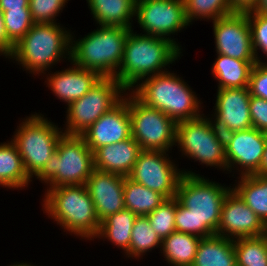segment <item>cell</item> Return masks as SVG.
<instances>
[{
  "label": "cell",
  "instance_id": "cell-31",
  "mask_svg": "<svg viewBox=\"0 0 267 266\" xmlns=\"http://www.w3.org/2000/svg\"><path fill=\"white\" fill-rule=\"evenodd\" d=\"M237 266H267V234L234 239Z\"/></svg>",
  "mask_w": 267,
  "mask_h": 266
},
{
  "label": "cell",
  "instance_id": "cell-35",
  "mask_svg": "<svg viewBox=\"0 0 267 266\" xmlns=\"http://www.w3.org/2000/svg\"><path fill=\"white\" fill-rule=\"evenodd\" d=\"M248 23L251 30L252 47L257 63H266L262 61L263 57L267 59V15L258 12H247ZM261 50V54L260 53ZM261 57V58H260ZM261 59V60H260Z\"/></svg>",
  "mask_w": 267,
  "mask_h": 266
},
{
  "label": "cell",
  "instance_id": "cell-24",
  "mask_svg": "<svg viewBox=\"0 0 267 266\" xmlns=\"http://www.w3.org/2000/svg\"><path fill=\"white\" fill-rule=\"evenodd\" d=\"M192 266H237L234 240L217 234L202 238Z\"/></svg>",
  "mask_w": 267,
  "mask_h": 266
},
{
  "label": "cell",
  "instance_id": "cell-20",
  "mask_svg": "<svg viewBox=\"0 0 267 266\" xmlns=\"http://www.w3.org/2000/svg\"><path fill=\"white\" fill-rule=\"evenodd\" d=\"M72 66L56 72H48L45 84L47 85L56 98L66 103L68 106L71 102L83 97L101 78L96 72L78 67L71 63Z\"/></svg>",
  "mask_w": 267,
  "mask_h": 266
},
{
  "label": "cell",
  "instance_id": "cell-37",
  "mask_svg": "<svg viewBox=\"0 0 267 266\" xmlns=\"http://www.w3.org/2000/svg\"><path fill=\"white\" fill-rule=\"evenodd\" d=\"M248 89L251 96L267 100V63H255L250 72Z\"/></svg>",
  "mask_w": 267,
  "mask_h": 266
},
{
  "label": "cell",
  "instance_id": "cell-19",
  "mask_svg": "<svg viewBox=\"0 0 267 266\" xmlns=\"http://www.w3.org/2000/svg\"><path fill=\"white\" fill-rule=\"evenodd\" d=\"M124 177L116 173L94 169L87 179L85 186L94 203L100 222L125 209Z\"/></svg>",
  "mask_w": 267,
  "mask_h": 266
},
{
  "label": "cell",
  "instance_id": "cell-18",
  "mask_svg": "<svg viewBox=\"0 0 267 266\" xmlns=\"http://www.w3.org/2000/svg\"><path fill=\"white\" fill-rule=\"evenodd\" d=\"M81 136L94 152L97 148L118 143L131 137L128 91L110 111L104 113Z\"/></svg>",
  "mask_w": 267,
  "mask_h": 266
},
{
  "label": "cell",
  "instance_id": "cell-21",
  "mask_svg": "<svg viewBox=\"0 0 267 266\" xmlns=\"http://www.w3.org/2000/svg\"><path fill=\"white\" fill-rule=\"evenodd\" d=\"M141 151L133 137L101 146L93 152L94 169L127 177Z\"/></svg>",
  "mask_w": 267,
  "mask_h": 266
},
{
  "label": "cell",
  "instance_id": "cell-30",
  "mask_svg": "<svg viewBox=\"0 0 267 266\" xmlns=\"http://www.w3.org/2000/svg\"><path fill=\"white\" fill-rule=\"evenodd\" d=\"M161 245L162 240L152 229L147 216H137L132 227L130 248L124 255L136 260L143 259L147 252L158 247L161 249Z\"/></svg>",
  "mask_w": 267,
  "mask_h": 266
},
{
  "label": "cell",
  "instance_id": "cell-10",
  "mask_svg": "<svg viewBox=\"0 0 267 266\" xmlns=\"http://www.w3.org/2000/svg\"><path fill=\"white\" fill-rule=\"evenodd\" d=\"M126 92L114 77H101L83 97L67 106L64 134L84 133L104 113L116 106Z\"/></svg>",
  "mask_w": 267,
  "mask_h": 266
},
{
  "label": "cell",
  "instance_id": "cell-16",
  "mask_svg": "<svg viewBox=\"0 0 267 266\" xmlns=\"http://www.w3.org/2000/svg\"><path fill=\"white\" fill-rule=\"evenodd\" d=\"M248 87L218 89L211 119L214 126L224 135L234 131L252 128L249 108Z\"/></svg>",
  "mask_w": 267,
  "mask_h": 266
},
{
  "label": "cell",
  "instance_id": "cell-11",
  "mask_svg": "<svg viewBox=\"0 0 267 266\" xmlns=\"http://www.w3.org/2000/svg\"><path fill=\"white\" fill-rule=\"evenodd\" d=\"M131 137L141 150L170 152L176 145L177 122L162 111L147 107L128 91ZM170 150V151H169Z\"/></svg>",
  "mask_w": 267,
  "mask_h": 266
},
{
  "label": "cell",
  "instance_id": "cell-8",
  "mask_svg": "<svg viewBox=\"0 0 267 266\" xmlns=\"http://www.w3.org/2000/svg\"><path fill=\"white\" fill-rule=\"evenodd\" d=\"M18 125L10 139L19 151L28 176L33 179L55 152L64 132L58 124L36 112L23 118Z\"/></svg>",
  "mask_w": 267,
  "mask_h": 266
},
{
  "label": "cell",
  "instance_id": "cell-42",
  "mask_svg": "<svg viewBox=\"0 0 267 266\" xmlns=\"http://www.w3.org/2000/svg\"><path fill=\"white\" fill-rule=\"evenodd\" d=\"M255 175H267V143L264 148L262 161L259 169L254 173Z\"/></svg>",
  "mask_w": 267,
  "mask_h": 266
},
{
  "label": "cell",
  "instance_id": "cell-5",
  "mask_svg": "<svg viewBox=\"0 0 267 266\" xmlns=\"http://www.w3.org/2000/svg\"><path fill=\"white\" fill-rule=\"evenodd\" d=\"M130 92L147 107L162 111L177 123L204 114L203 102L192 87L171 71L142 79Z\"/></svg>",
  "mask_w": 267,
  "mask_h": 266
},
{
  "label": "cell",
  "instance_id": "cell-44",
  "mask_svg": "<svg viewBox=\"0 0 267 266\" xmlns=\"http://www.w3.org/2000/svg\"><path fill=\"white\" fill-rule=\"evenodd\" d=\"M9 266H35L34 264L32 265L31 263L30 264H28V263H24V262H15L14 264H11V265H9Z\"/></svg>",
  "mask_w": 267,
  "mask_h": 266
},
{
  "label": "cell",
  "instance_id": "cell-4",
  "mask_svg": "<svg viewBox=\"0 0 267 266\" xmlns=\"http://www.w3.org/2000/svg\"><path fill=\"white\" fill-rule=\"evenodd\" d=\"M43 213L54 220L66 234L94 240L100 220L85 185L47 188L42 198Z\"/></svg>",
  "mask_w": 267,
  "mask_h": 266
},
{
  "label": "cell",
  "instance_id": "cell-14",
  "mask_svg": "<svg viewBox=\"0 0 267 266\" xmlns=\"http://www.w3.org/2000/svg\"><path fill=\"white\" fill-rule=\"evenodd\" d=\"M224 141L228 173L238 170L239 176L253 175L259 169L267 133L252 127L224 134Z\"/></svg>",
  "mask_w": 267,
  "mask_h": 266
},
{
  "label": "cell",
  "instance_id": "cell-7",
  "mask_svg": "<svg viewBox=\"0 0 267 266\" xmlns=\"http://www.w3.org/2000/svg\"><path fill=\"white\" fill-rule=\"evenodd\" d=\"M94 170L93 152L81 135L63 134L55 152L35 176L47 188L85 185Z\"/></svg>",
  "mask_w": 267,
  "mask_h": 266
},
{
  "label": "cell",
  "instance_id": "cell-43",
  "mask_svg": "<svg viewBox=\"0 0 267 266\" xmlns=\"http://www.w3.org/2000/svg\"><path fill=\"white\" fill-rule=\"evenodd\" d=\"M253 12H258L267 15V0H259Z\"/></svg>",
  "mask_w": 267,
  "mask_h": 266
},
{
  "label": "cell",
  "instance_id": "cell-1",
  "mask_svg": "<svg viewBox=\"0 0 267 266\" xmlns=\"http://www.w3.org/2000/svg\"><path fill=\"white\" fill-rule=\"evenodd\" d=\"M182 172L176 193V231L200 238L217 234L222 204L232 187L190 169Z\"/></svg>",
  "mask_w": 267,
  "mask_h": 266
},
{
  "label": "cell",
  "instance_id": "cell-32",
  "mask_svg": "<svg viewBox=\"0 0 267 266\" xmlns=\"http://www.w3.org/2000/svg\"><path fill=\"white\" fill-rule=\"evenodd\" d=\"M190 24L197 20L214 21L232 12L229 0H183ZM207 19V20H206Z\"/></svg>",
  "mask_w": 267,
  "mask_h": 266
},
{
  "label": "cell",
  "instance_id": "cell-26",
  "mask_svg": "<svg viewBox=\"0 0 267 266\" xmlns=\"http://www.w3.org/2000/svg\"><path fill=\"white\" fill-rule=\"evenodd\" d=\"M232 190L267 226V175L238 176Z\"/></svg>",
  "mask_w": 267,
  "mask_h": 266
},
{
  "label": "cell",
  "instance_id": "cell-40",
  "mask_svg": "<svg viewBox=\"0 0 267 266\" xmlns=\"http://www.w3.org/2000/svg\"><path fill=\"white\" fill-rule=\"evenodd\" d=\"M232 12L247 13L253 11L259 0H229Z\"/></svg>",
  "mask_w": 267,
  "mask_h": 266
},
{
  "label": "cell",
  "instance_id": "cell-23",
  "mask_svg": "<svg viewBox=\"0 0 267 266\" xmlns=\"http://www.w3.org/2000/svg\"><path fill=\"white\" fill-rule=\"evenodd\" d=\"M212 75L218 81V89L248 87L250 72L256 61H242L223 54H216Z\"/></svg>",
  "mask_w": 267,
  "mask_h": 266
},
{
  "label": "cell",
  "instance_id": "cell-2",
  "mask_svg": "<svg viewBox=\"0 0 267 266\" xmlns=\"http://www.w3.org/2000/svg\"><path fill=\"white\" fill-rule=\"evenodd\" d=\"M181 53L182 50L171 40L139 34L132 28L114 78L130 91L142 79L169 71L166 67L170 68V64L180 59Z\"/></svg>",
  "mask_w": 267,
  "mask_h": 266
},
{
  "label": "cell",
  "instance_id": "cell-17",
  "mask_svg": "<svg viewBox=\"0 0 267 266\" xmlns=\"http://www.w3.org/2000/svg\"><path fill=\"white\" fill-rule=\"evenodd\" d=\"M267 234V226L248 207L241 198L231 190L225 197L221 208V219L217 235L237 239Z\"/></svg>",
  "mask_w": 267,
  "mask_h": 266
},
{
  "label": "cell",
  "instance_id": "cell-9",
  "mask_svg": "<svg viewBox=\"0 0 267 266\" xmlns=\"http://www.w3.org/2000/svg\"><path fill=\"white\" fill-rule=\"evenodd\" d=\"M175 146L188 160L227 171L224 135L209 116L178 122Z\"/></svg>",
  "mask_w": 267,
  "mask_h": 266
},
{
  "label": "cell",
  "instance_id": "cell-39",
  "mask_svg": "<svg viewBox=\"0 0 267 266\" xmlns=\"http://www.w3.org/2000/svg\"><path fill=\"white\" fill-rule=\"evenodd\" d=\"M14 51V45L9 41L3 18V12L0 9V56H4L5 59L11 57Z\"/></svg>",
  "mask_w": 267,
  "mask_h": 266
},
{
  "label": "cell",
  "instance_id": "cell-29",
  "mask_svg": "<svg viewBox=\"0 0 267 266\" xmlns=\"http://www.w3.org/2000/svg\"><path fill=\"white\" fill-rule=\"evenodd\" d=\"M165 200L160 193L124 177V206L136 216H147Z\"/></svg>",
  "mask_w": 267,
  "mask_h": 266
},
{
  "label": "cell",
  "instance_id": "cell-34",
  "mask_svg": "<svg viewBox=\"0 0 267 266\" xmlns=\"http://www.w3.org/2000/svg\"><path fill=\"white\" fill-rule=\"evenodd\" d=\"M9 41L15 46L35 24L29 9H9L3 12Z\"/></svg>",
  "mask_w": 267,
  "mask_h": 266
},
{
  "label": "cell",
  "instance_id": "cell-15",
  "mask_svg": "<svg viewBox=\"0 0 267 266\" xmlns=\"http://www.w3.org/2000/svg\"><path fill=\"white\" fill-rule=\"evenodd\" d=\"M215 51L242 61H256L247 13L233 12L212 21Z\"/></svg>",
  "mask_w": 267,
  "mask_h": 266
},
{
  "label": "cell",
  "instance_id": "cell-22",
  "mask_svg": "<svg viewBox=\"0 0 267 266\" xmlns=\"http://www.w3.org/2000/svg\"><path fill=\"white\" fill-rule=\"evenodd\" d=\"M98 25L133 28L136 0H86Z\"/></svg>",
  "mask_w": 267,
  "mask_h": 266
},
{
  "label": "cell",
  "instance_id": "cell-12",
  "mask_svg": "<svg viewBox=\"0 0 267 266\" xmlns=\"http://www.w3.org/2000/svg\"><path fill=\"white\" fill-rule=\"evenodd\" d=\"M136 20L144 34L171 40L183 50L176 38L172 37L191 25L183 0H136Z\"/></svg>",
  "mask_w": 267,
  "mask_h": 266
},
{
  "label": "cell",
  "instance_id": "cell-36",
  "mask_svg": "<svg viewBox=\"0 0 267 266\" xmlns=\"http://www.w3.org/2000/svg\"><path fill=\"white\" fill-rule=\"evenodd\" d=\"M70 0H29V10L35 23H57V16Z\"/></svg>",
  "mask_w": 267,
  "mask_h": 266
},
{
  "label": "cell",
  "instance_id": "cell-28",
  "mask_svg": "<svg viewBox=\"0 0 267 266\" xmlns=\"http://www.w3.org/2000/svg\"><path fill=\"white\" fill-rule=\"evenodd\" d=\"M136 217L127 209L106 217L100 222L99 232L94 239L103 238V241L107 239L112 245L122 249L125 254L130 248L132 227Z\"/></svg>",
  "mask_w": 267,
  "mask_h": 266
},
{
  "label": "cell",
  "instance_id": "cell-33",
  "mask_svg": "<svg viewBox=\"0 0 267 266\" xmlns=\"http://www.w3.org/2000/svg\"><path fill=\"white\" fill-rule=\"evenodd\" d=\"M175 211L176 197L166 199L154 211L147 215L152 229L161 240L176 231Z\"/></svg>",
  "mask_w": 267,
  "mask_h": 266
},
{
  "label": "cell",
  "instance_id": "cell-27",
  "mask_svg": "<svg viewBox=\"0 0 267 266\" xmlns=\"http://www.w3.org/2000/svg\"><path fill=\"white\" fill-rule=\"evenodd\" d=\"M201 239L175 231L162 240L160 253L170 266H192Z\"/></svg>",
  "mask_w": 267,
  "mask_h": 266
},
{
  "label": "cell",
  "instance_id": "cell-41",
  "mask_svg": "<svg viewBox=\"0 0 267 266\" xmlns=\"http://www.w3.org/2000/svg\"><path fill=\"white\" fill-rule=\"evenodd\" d=\"M2 12L9 9H29V0H0Z\"/></svg>",
  "mask_w": 267,
  "mask_h": 266
},
{
  "label": "cell",
  "instance_id": "cell-3",
  "mask_svg": "<svg viewBox=\"0 0 267 266\" xmlns=\"http://www.w3.org/2000/svg\"><path fill=\"white\" fill-rule=\"evenodd\" d=\"M70 46L71 31L60 23H35L15 44L9 59L21 65L23 71L45 77L57 63L64 59L70 62Z\"/></svg>",
  "mask_w": 267,
  "mask_h": 266
},
{
  "label": "cell",
  "instance_id": "cell-13",
  "mask_svg": "<svg viewBox=\"0 0 267 266\" xmlns=\"http://www.w3.org/2000/svg\"><path fill=\"white\" fill-rule=\"evenodd\" d=\"M168 153L170 154L166 151L142 150L127 177L160 193L166 199L176 197L183 172Z\"/></svg>",
  "mask_w": 267,
  "mask_h": 266
},
{
  "label": "cell",
  "instance_id": "cell-25",
  "mask_svg": "<svg viewBox=\"0 0 267 266\" xmlns=\"http://www.w3.org/2000/svg\"><path fill=\"white\" fill-rule=\"evenodd\" d=\"M10 141V142H9ZM0 143V186L22 190L33 180L28 176L15 144L9 140Z\"/></svg>",
  "mask_w": 267,
  "mask_h": 266
},
{
  "label": "cell",
  "instance_id": "cell-6",
  "mask_svg": "<svg viewBox=\"0 0 267 266\" xmlns=\"http://www.w3.org/2000/svg\"><path fill=\"white\" fill-rule=\"evenodd\" d=\"M96 28L79 39L71 32L70 62L94 71L100 77H115L132 28L108 25H98Z\"/></svg>",
  "mask_w": 267,
  "mask_h": 266
},
{
  "label": "cell",
  "instance_id": "cell-38",
  "mask_svg": "<svg viewBox=\"0 0 267 266\" xmlns=\"http://www.w3.org/2000/svg\"><path fill=\"white\" fill-rule=\"evenodd\" d=\"M249 108L252 126L261 132L267 133V100L251 96Z\"/></svg>",
  "mask_w": 267,
  "mask_h": 266
}]
</instances>
